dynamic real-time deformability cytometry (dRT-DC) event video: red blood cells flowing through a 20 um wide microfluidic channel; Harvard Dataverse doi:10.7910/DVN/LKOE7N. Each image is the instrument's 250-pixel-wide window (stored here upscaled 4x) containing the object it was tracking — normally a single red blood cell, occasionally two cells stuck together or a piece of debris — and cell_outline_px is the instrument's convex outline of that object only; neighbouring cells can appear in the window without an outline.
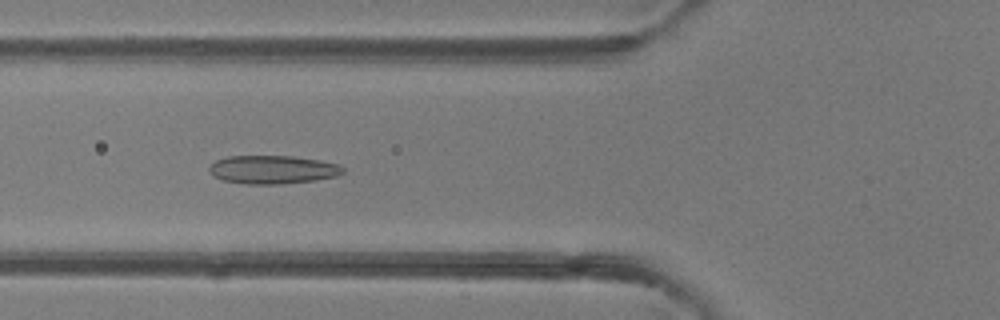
{"species": "common noctule bat (a hibernating species)", "species_latin": "Nyctalus noctula", "temperature_condition": "room temperature", "stored_images_in_passage": 48, "camera_frame_rate_fps": 3000, "um_per_image_px": 0.085, "animal": {"sex": "female"}, "frame": {"image": 1, "passage_image": 18, "time_ms": 5.667, "image_size_px": [1000, 320], "cell_outline_px": [[344, 172], [336, 176], [316, 180], [280, 184], [248, 184], [224, 180], [212, 176], [208, 168], [216, 160], [228, 156], [292, 156], [320, 160], [340, 164], [344, 168]], "centroid_in_image_um": [23.2, 14.41], "position_along_channel_um": 102.6, "area_um2": 22.14}}
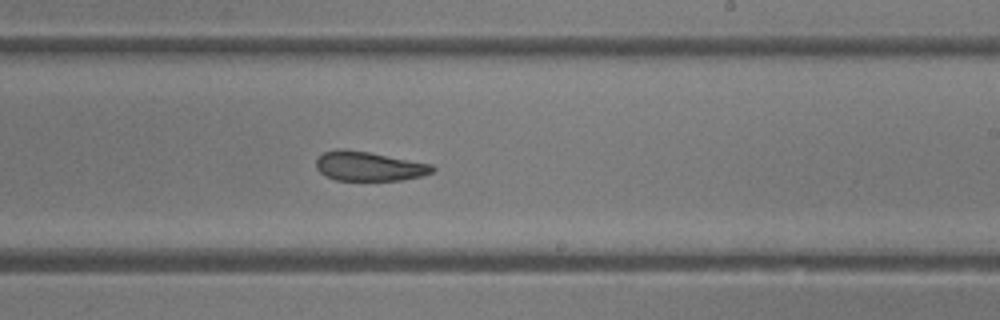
{"frame": {"image": 2, "passage_image": 29, "time_ms": 9.333, "image_size_px": [1000, 320], "cell_outline_px": [[436, 168], [432, 172], [420, 176], [404, 180], [336, 180], [324, 176], [316, 168], [316, 160], [324, 152], [336, 148], [344, 148], [368, 152], [432, 164]], "centroid_in_image_um": [31.33, 14.13], "position_along_channel_um": 257.7, "area_um2": 19.94}}
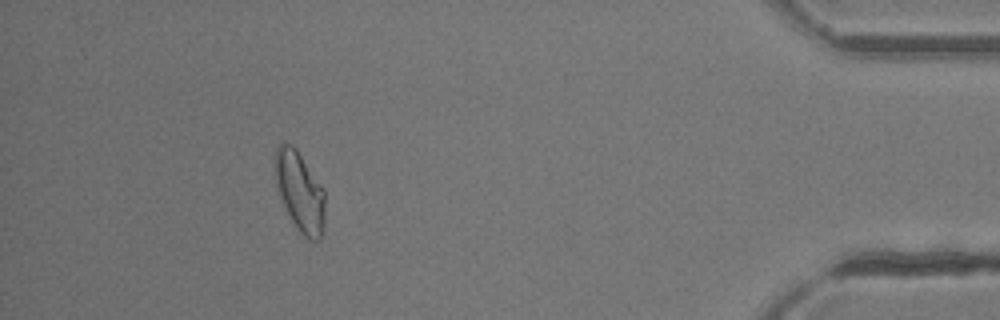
{"frame": {"image": 3, "passage_image": 44, "time_ms": 14.333, "image_size_px": [1000, 320], "cell_outline_px": [[324, 228], [320, 236], [316, 240], [308, 240], [296, 228], [276, 188], [276, 148], [280, 140], [296, 148], [324, 188]], "centroid_in_image_um": [25.5, 16.27], "position_along_channel_um": 409.7, "area_um2": 23.0}, "authors_computed_cell_mechanics": {"area_um2": 22.4553, "velocity_mm_per_s": 4.2248, "shape_relaxation_time_tau1_ms": null, "shape_relaxation_time_tau2_ms": 3.5677, "deformation_change_tau1": null, "deformation_change_tau2": 0.1122}}